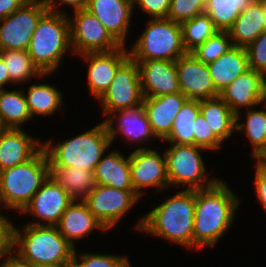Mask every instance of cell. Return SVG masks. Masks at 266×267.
<instances>
[{
	"label": "cell",
	"mask_w": 266,
	"mask_h": 267,
	"mask_svg": "<svg viewBox=\"0 0 266 267\" xmlns=\"http://www.w3.org/2000/svg\"><path fill=\"white\" fill-rule=\"evenodd\" d=\"M256 0H206L204 13L213 21L219 31H228L234 21Z\"/></svg>",
	"instance_id": "836d02e7"
},
{
	"label": "cell",
	"mask_w": 266,
	"mask_h": 267,
	"mask_svg": "<svg viewBox=\"0 0 266 267\" xmlns=\"http://www.w3.org/2000/svg\"><path fill=\"white\" fill-rule=\"evenodd\" d=\"M4 129H5V127L3 126L2 121H1V119H0V132H1L2 130H4Z\"/></svg>",
	"instance_id": "f5cc1de1"
},
{
	"label": "cell",
	"mask_w": 266,
	"mask_h": 267,
	"mask_svg": "<svg viewBox=\"0 0 266 267\" xmlns=\"http://www.w3.org/2000/svg\"><path fill=\"white\" fill-rule=\"evenodd\" d=\"M0 57L6 64V69L10 76V84L20 85V83H26L35 78V76L41 79L48 75L39 71L27 50H0Z\"/></svg>",
	"instance_id": "d6a6232c"
},
{
	"label": "cell",
	"mask_w": 266,
	"mask_h": 267,
	"mask_svg": "<svg viewBox=\"0 0 266 267\" xmlns=\"http://www.w3.org/2000/svg\"><path fill=\"white\" fill-rule=\"evenodd\" d=\"M169 144L164 152L169 187L186 185V190H200L213 186L219 180L207 178L206 165L199 152L206 149L191 144Z\"/></svg>",
	"instance_id": "ba28073f"
},
{
	"label": "cell",
	"mask_w": 266,
	"mask_h": 267,
	"mask_svg": "<svg viewBox=\"0 0 266 267\" xmlns=\"http://www.w3.org/2000/svg\"><path fill=\"white\" fill-rule=\"evenodd\" d=\"M28 0H0V19L19 9Z\"/></svg>",
	"instance_id": "bcb514c9"
},
{
	"label": "cell",
	"mask_w": 266,
	"mask_h": 267,
	"mask_svg": "<svg viewBox=\"0 0 266 267\" xmlns=\"http://www.w3.org/2000/svg\"><path fill=\"white\" fill-rule=\"evenodd\" d=\"M147 27L129 50L133 60L176 61L187 52L181 24L169 18H150Z\"/></svg>",
	"instance_id": "52a82bcc"
},
{
	"label": "cell",
	"mask_w": 266,
	"mask_h": 267,
	"mask_svg": "<svg viewBox=\"0 0 266 267\" xmlns=\"http://www.w3.org/2000/svg\"><path fill=\"white\" fill-rule=\"evenodd\" d=\"M240 201L221 178L209 188L195 190L193 249L217 244L232 225Z\"/></svg>",
	"instance_id": "6da1fadb"
},
{
	"label": "cell",
	"mask_w": 266,
	"mask_h": 267,
	"mask_svg": "<svg viewBox=\"0 0 266 267\" xmlns=\"http://www.w3.org/2000/svg\"><path fill=\"white\" fill-rule=\"evenodd\" d=\"M258 162L266 169V153L258 160Z\"/></svg>",
	"instance_id": "681fc988"
},
{
	"label": "cell",
	"mask_w": 266,
	"mask_h": 267,
	"mask_svg": "<svg viewBox=\"0 0 266 267\" xmlns=\"http://www.w3.org/2000/svg\"><path fill=\"white\" fill-rule=\"evenodd\" d=\"M117 120L115 127L114 120ZM108 128L111 143L117 134L129 140L130 143H147L150 138H156L152 132L148 116L143 105L113 112L104 120ZM114 124V125H113ZM133 141V142H132Z\"/></svg>",
	"instance_id": "ffe728a7"
},
{
	"label": "cell",
	"mask_w": 266,
	"mask_h": 267,
	"mask_svg": "<svg viewBox=\"0 0 266 267\" xmlns=\"http://www.w3.org/2000/svg\"><path fill=\"white\" fill-rule=\"evenodd\" d=\"M233 47L228 31H218L191 53L201 62L208 64Z\"/></svg>",
	"instance_id": "d590c367"
},
{
	"label": "cell",
	"mask_w": 266,
	"mask_h": 267,
	"mask_svg": "<svg viewBox=\"0 0 266 267\" xmlns=\"http://www.w3.org/2000/svg\"><path fill=\"white\" fill-rule=\"evenodd\" d=\"M194 145L204 148L206 150H218L222 143L213 133L210 125L201 112L194 120Z\"/></svg>",
	"instance_id": "f35d334b"
},
{
	"label": "cell",
	"mask_w": 266,
	"mask_h": 267,
	"mask_svg": "<svg viewBox=\"0 0 266 267\" xmlns=\"http://www.w3.org/2000/svg\"><path fill=\"white\" fill-rule=\"evenodd\" d=\"M49 177V160L43 147L28 161L0 171V203L21 212Z\"/></svg>",
	"instance_id": "8992f818"
},
{
	"label": "cell",
	"mask_w": 266,
	"mask_h": 267,
	"mask_svg": "<svg viewBox=\"0 0 266 267\" xmlns=\"http://www.w3.org/2000/svg\"><path fill=\"white\" fill-rule=\"evenodd\" d=\"M139 66L129 57L117 70L107 91L99 99L103 116L143 104Z\"/></svg>",
	"instance_id": "30bf717a"
},
{
	"label": "cell",
	"mask_w": 266,
	"mask_h": 267,
	"mask_svg": "<svg viewBox=\"0 0 266 267\" xmlns=\"http://www.w3.org/2000/svg\"><path fill=\"white\" fill-rule=\"evenodd\" d=\"M22 231L9 221L8 247L21 259L35 267L72 261L75 248L56 226L26 224Z\"/></svg>",
	"instance_id": "3957f363"
},
{
	"label": "cell",
	"mask_w": 266,
	"mask_h": 267,
	"mask_svg": "<svg viewBox=\"0 0 266 267\" xmlns=\"http://www.w3.org/2000/svg\"><path fill=\"white\" fill-rule=\"evenodd\" d=\"M265 31L266 20L262 4L256 0L239 14L228 33L233 46L246 48Z\"/></svg>",
	"instance_id": "484cf974"
},
{
	"label": "cell",
	"mask_w": 266,
	"mask_h": 267,
	"mask_svg": "<svg viewBox=\"0 0 266 267\" xmlns=\"http://www.w3.org/2000/svg\"><path fill=\"white\" fill-rule=\"evenodd\" d=\"M200 113V101L187 99L174 118L170 134L163 140L172 144L194 145V120Z\"/></svg>",
	"instance_id": "4dcf8cb0"
},
{
	"label": "cell",
	"mask_w": 266,
	"mask_h": 267,
	"mask_svg": "<svg viewBox=\"0 0 266 267\" xmlns=\"http://www.w3.org/2000/svg\"><path fill=\"white\" fill-rule=\"evenodd\" d=\"M213 84L218 92L250 69L246 48L233 46L215 61L207 64Z\"/></svg>",
	"instance_id": "d4e9b609"
},
{
	"label": "cell",
	"mask_w": 266,
	"mask_h": 267,
	"mask_svg": "<svg viewBox=\"0 0 266 267\" xmlns=\"http://www.w3.org/2000/svg\"><path fill=\"white\" fill-rule=\"evenodd\" d=\"M258 1L262 4V9L266 20V0H258Z\"/></svg>",
	"instance_id": "f907efd6"
},
{
	"label": "cell",
	"mask_w": 266,
	"mask_h": 267,
	"mask_svg": "<svg viewBox=\"0 0 266 267\" xmlns=\"http://www.w3.org/2000/svg\"><path fill=\"white\" fill-rule=\"evenodd\" d=\"M263 105H262V107H265V109H266V77H265V82H264V100H263Z\"/></svg>",
	"instance_id": "816d5d0a"
},
{
	"label": "cell",
	"mask_w": 266,
	"mask_h": 267,
	"mask_svg": "<svg viewBox=\"0 0 266 267\" xmlns=\"http://www.w3.org/2000/svg\"><path fill=\"white\" fill-rule=\"evenodd\" d=\"M6 68V64L0 57V89H4L6 84H10V76Z\"/></svg>",
	"instance_id": "7dc6e473"
},
{
	"label": "cell",
	"mask_w": 266,
	"mask_h": 267,
	"mask_svg": "<svg viewBox=\"0 0 266 267\" xmlns=\"http://www.w3.org/2000/svg\"><path fill=\"white\" fill-rule=\"evenodd\" d=\"M255 190L260 204L266 212V169L257 161L255 163Z\"/></svg>",
	"instance_id": "b9f144b4"
},
{
	"label": "cell",
	"mask_w": 266,
	"mask_h": 267,
	"mask_svg": "<svg viewBox=\"0 0 266 267\" xmlns=\"http://www.w3.org/2000/svg\"><path fill=\"white\" fill-rule=\"evenodd\" d=\"M176 70L180 90L188 99L200 101L219 97L208 65L192 53H186L176 60Z\"/></svg>",
	"instance_id": "9a60e30c"
},
{
	"label": "cell",
	"mask_w": 266,
	"mask_h": 267,
	"mask_svg": "<svg viewBox=\"0 0 266 267\" xmlns=\"http://www.w3.org/2000/svg\"><path fill=\"white\" fill-rule=\"evenodd\" d=\"M49 176L73 200H84L96 185L93 172L81 168L49 166Z\"/></svg>",
	"instance_id": "4316f807"
},
{
	"label": "cell",
	"mask_w": 266,
	"mask_h": 267,
	"mask_svg": "<svg viewBox=\"0 0 266 267\" xmlns=\"http://www.w3.org/2000/svg\"><path fill=\"white\" fill-rule=\"evenodd\" d=\"M47 10L45 0H28L0 19V50H27L36 25Z\"/></svg>",
	"instance_id": "9c48e42d"
},
{
	"label": "cell",
	"mask_w": 266,
	"mask_h": 267,
	"mask_svg": "<svg viewBox=\"0 0 266 267\" xmlns=\"http://www.w3.org/2000/svg\"><path fill=\"white\" fill-rule=\"evenodd\" d=\"M181 28L183 46L187 53H191L219 31L206 13L184 21L181 23Z\"/></svg>",
	"instance_id": "e575fe53"
},
{
	"label": "cell",
	"mask_w": 266,
	"mask_h": 267,
	"mask_svg": "<svg viewBox=\"0 0 266 267\" xmlns=\"http://www.w3.org/2000/svg\"><path fill=\"white\" fill-rule=\"evenodd\" d=\"M171 0H133V9L138 5L150 18H167Z\"/></svg>",
	"instance_id": "60d3db41"
},
{
	"label": "cell",
	"mask_w": 266,
	"mask_h": 267,
	"mask_svg": "<svg viewBox=\"0 0 266 267\" xmlns=\"http://www.w3.org/2000/svg\"><path fill=\"white\" fill-rule=\"evenodd\" d=\"M67 13L47 10L39 19L27 49L42 74L57 71L66 52L72 49Z\"/></svg>",
	"instance_id": "277c9868"
},
{
	"label": "cell",
	"mask_w": 266,
	"mask_h": 267,
	"mask_svg": "<svg viewBox=\"0 0 266 267\" xmlns=\"http://www.w3.org/2000/svg\"><path fill=\"white\" fill-rule=\"evenodd\" d=\"M40 267H73V265H72V261H66V262H62V263L43 265Z\"/></svg>",
	"instance_id": "c3c4849f"
},
{
	"label": "cell",
	"mask_w": 266,
	"mask_h": 267,
	"mask_svg": "<svg viewBox=\"0 0 266 267\" xmlns=\"http://www.w3.org/2000/svg\"><path fill=\"white\" fill-rule=\"evenodd\" d=\"M23 128H5L0 132V171L30 160L42 147Z\"/></svg>",
	"instance_id": "7402d4cb"
},
{
	"label": "cell",
	"mask_w": 266,
	"mask_h": 267,
	"mask_svg": "<svg viewBox=\"0 0 266 267\" xmlns=\"http://www.w3.org/2000/svg\"><path fill=\"white\" fill-rule=\"evenodd\" d=\"M72 201L63 187L49 176L20 213H28L39 219L38 222L31 221L29 225L56 226Z\"/></svg>",
	"instance_id": "5bb4252c"
},
{
	"label": "cell",
	"mask_w": 266,
	"mask_h": 267,
	"mask_svg": "<svg viewBox=\"0 0 266 267\" xmlns=\"http://www.w3.org/2000/svg\"><path fill=\"white\" fill-rule=\"evenodd\" d=\"M0 267H35V266L21 259L16 253L14 254V251H12L8 247L0 257Z\"/></svg>",
	"instance_id": "7bdbcfd3"
},
{
	"label": "cell",
	"mask_w": 266,
	"mask_h": 267,
	"mask_svg": "<svg viewBox=\"0 0 266 267\" xmlns=\"http://www.w3.org/2000/svg\"><path fill=\"white\" fill-rule=\"evenodd\" d=\"M9 221L0 212V257L9 245Z\"/></svg>",
	"instance_id": "f6af8a7d"
},
{
	"label": "cell",
	"mask_w": 266,
	"mask_h": 267,
	"mask_svg": "<svg viewBox=\"0 0 266 267\" xmlns=\"http://www.w3.org/2000/svg\"><path fill=\"white\" fill-rule=\"evenodd\" d=\"M249 67L266 77V31L246 47Z\"/></svg>",
	"instance_id": "ab89813d"
},
{
	"label": "cell",
	"mask_w": 266,
	"mask_h": 267,
	"mask_svg": "<svg viewBox=\"0 0 266 267\" xmlns=\"http://www.w3.org/2000/svg\"><path fill=\"white\" fill-rule=\"evenodd\" d=\"M139 66L144 97H157L181 92L176 61L135 60Z\"/></svg>",
	"instance_id": "ac0fdd59"
},
{
	"label": "cell",
	"mask_w": 266,
	"mask_h": 267,
	"mask_svg": "<svg viewBox=\"0 0 266 267\" xmlns=\"http://www.w3.org/2000/svg\"><path fill=\"white\" fill-rule=\"evenodd\" d=\"M63 93L61 90L49 84H32L29 86L25 95L29 112L33 119L34 116H51L63 105Z\"/></svg>",
	"instance_id": "f546056e"
},
{
	"label": "cell",
	"mask_w": 266,
	"mask_h": 267,
	"mask_svg": "<svg viewBox=\"0 0 266 267\" xmlns=\"http://www.w3.org/2000/svg\"><path fill=\"white\" fill-rule=\"evenodd\" d=\"M200 112L222 143L236 131V114L220 97L200 100Z\"/></svg>",
	"instance_id": "83f0119b"
},
{
	"label": "cell",
	"mask_w": 266,
	"mask_h": 267,
	"mask_svg": "<svg viewBox=\"0 0 266 267\" xmlns=\"http://www.w3.org/2000/svg\"><path fill=\"white\" fill-rule=\"evenodd\" d=\"M195 190L183 189L140 218L136 229L193 248Z\"/></svg>",
	"instance_id": "7a4b0ae2"
},
{
	"label": "cell",
	"mask_w": 266,
	"mask_h": 267,
	"mask_svg": "<svg viewBox=\"0 0 266 267\" xmlns=\"http://www.w3.org/2000/svg\"><path fill=\"white\" fill-rule=\"evenodd\" d=\"M88 63L87 85L89 93L100 99L112 83L118 68L130 57L126 46L111 52L84 53L79 55Z\"/></svg>",
	"instance_id": "2e32d148"
},
{
	"label": "cell",
	"mask_w": 266,
	"mask_h": 267,
	"mask_svg": "<svg viewBox=\"0 0 266 267\" xmlns=\"http://www.w3.org/2000/svg\"><path fill=\"white\" fill-rule=\"evenodd\" d=\"M139 199L134 190L96 184L84 201L93 215L109 230L121 221Z\"/></svg>",
	"instance_id": "7c38bea8"
},
{
	"label": "cell",
	"mask_w": 266,
	"mask_h": 267,
	"mask_svg": "<svg viewBox=\"0 0 266 267\" xmlns=\"http://www.w3.org/2000/svg\"><path fill=\"white\" fill-rule=\"evenodd\" d=\"M0 119L5 128L21 129L32 120L26 103L24 89H0Z\"/></svg>",
	"instance_id": "f1b7e54d"
},
{
	"label": "cell",
	"mask_w": 266,
	"mask_h": 267,
	"mask_svg": "<svg viewBox=\"0 0 266 267\" xmlns=\"http://www.w3.org/2000/svg\"><path fill=\"white\" fill-rule=\"evenodd\" d=\"M56 144L53 145L52 140L43 142L49 166L75 167L93 173L104 153L112 145L104 120L90 130Z\"/></svg>",
	"instance_id": "5b68a950"
},
{
	"label": "cell",
	"mask_w": 266,
	"mask_h": 267,
	"mask_svg": "<svg viewBox=\"0 0 266 267\" xmlns=\"http://www.w3.org/2000/svg\"><path fill=\"white\" fill-rule=\"evenodd\" d=\"M264 82L265 76L250 68L219 92V97L236 114V120H240L241 107L250 109L263 104Z\"/></svg>",
	"instance_id": "e0dca14e"
},
{
	"label": "cell",
	"mask_w": 266,
	"mask_h": 267,
	"mask_svg": "<svg viewBox=\"0 0 266 267\" xmlns=\"http://www.w3.org/2000/svg\"><path fill=\"white\" fill-rule=\"evenodd\" d=\"M206 0H171L167 18L177 23L204 13Z\"/></svg>",
	"instance_id": "74e56055"
},
{
	"label": "cell",
	"mask_w": 266,
	"mask_h": 267,
	"mask_svg": "<svg viewBox=\"0 0 266 267\" xmlns=\"http://www.w3.org/2000/svg\"><path fill=\"white\" fill-rule=\"evenodd\" d=\"M56 227L75 249V241L88 236L94 229L108 231L89 210L84 200H73Z\"/></svg>",
	"instance_id": "603a6c76"
},
{
	"label": "cell",
	"mask_w": 266,
	"mask_h": 267,
	"mask_svg": "<svg viewBox=\"0 0 266 267\" xmlns=\"http://www.w3.org/2000/svg\"><path fill=\"white\" fill-rule=\"evenodd\" d=\"M246 111L245 123L236 120V130L245 131L253 148L250 156L258 161L266 153V111L253 108Z\"/></svg>",
	"instance_id": "1f68e13d"
},
{
	"label": "cell",
	"mask_w": 266,
	"mask_h": 267,
	"mask_svg": "<svg viewBox=\"0 0 266 267\" xmlns=\"http://www.w3.org/2000/svg\"><path fill=\"white\" fill-rule=\"evenodd\" d=\"M76 250L72 257L73 267H131L127 256H116L110 254L81 253L76 256ZM79 259V260H78Z\"/></svg>",
	"instance_id": "8d00e7d4"
},
{
	"label": "cell",
	"mask_w": 266,
	"mask_h": 267,
	"mask_svg": "<svg viewBox=\"0 0 266 267\" xmlns=\"http://www.w3.org/2000/svg\"><path fill=\"white\" fill-rule=\"evenodd\" d=\"M70 21L72 53L111 52L121 45L110 35L103 23L87 9L73 10Z\"/></svg>",
	"instance_id": "8fae6325"
},
{
	"label": "cell",
	"mask_w": 266,
	"mask_h": 267,
	"mask_svg": "<svg viewBox=\"0 0 266 267\" xmlns=\"http://www.w3.org/2000/svg\"><path fill=\"white\" fill-rule=\"evenodd\" d=\"M95 183L122 190H133L130 156L124 157L119 150L104 154L94 170Z\"/></svg>",
	"instance_id": "cb8c5ba5"
},
{
	"label": "cell",
	"mask_w": 266,
	"mask_h": 267,
	"mask_svg": "<svg viewBox=\"0 0 266 267\" xmlns=\"http://www.w3.org/2000/svg\"><path fill=\"white\" fill-rule=\"evenodd\" d=\"M85 9L103 23L121 46H125L134 10L133 0H88Z\"/></svg>",
	"instance_id": "d6986e66"
},
{
	"label": "cell",
	"mask_w": 266,
	"mask_h": 267,
	"mask_svg": "<svg viewBox=\"0 0 266 267\" xmlns=\"http://www.w3.org/2000/svg\"><path fill=\"white\" fill-rule=\"evenodd\" d=\"M188 98L182 93L157 97H144L143 108L146 111L153 134L164 140L171 131L177 113Z\"/></svg>",
	"instance_id": "44dd1931"
},
{
	"label": "cell",
	"mask_w": 266,
	"mask_h": 267,
	"mask_svg": "<svg viewBox=\"0 0 266 267\" xmlns=\"http://www.w3.org/2000/svg\"><path fill=\"white\" fill-rule=\"evenodd\" d=\"M45 1L49 10L56 12H64V13L65 11L58 9L59 6L56 5L58 3L57 1H59L61 5H66L68 7L70 6V9L72 7L73 10L85 9L88 3V0H45Z\"/></svg>",
	"instance_id": "ee69618b"
},
{
	"label": "cell",
	"mask_w": 266,
	"mask_h": 267,
	"mask_svg": "<svg viewBox=\"0 0 266 267\" xmlns=\"http://www.w3.org/2000/svg\"><path fill=\"white\" fill-rule=\"evenodd\" d=\"M130 156V171L133 190L141 198L144 188H157L159 190L169 187V178L166 172L165 153L138 147Z\"/></svg>",
	"instance_id": "4fadbf2b"
}]
</instances>
